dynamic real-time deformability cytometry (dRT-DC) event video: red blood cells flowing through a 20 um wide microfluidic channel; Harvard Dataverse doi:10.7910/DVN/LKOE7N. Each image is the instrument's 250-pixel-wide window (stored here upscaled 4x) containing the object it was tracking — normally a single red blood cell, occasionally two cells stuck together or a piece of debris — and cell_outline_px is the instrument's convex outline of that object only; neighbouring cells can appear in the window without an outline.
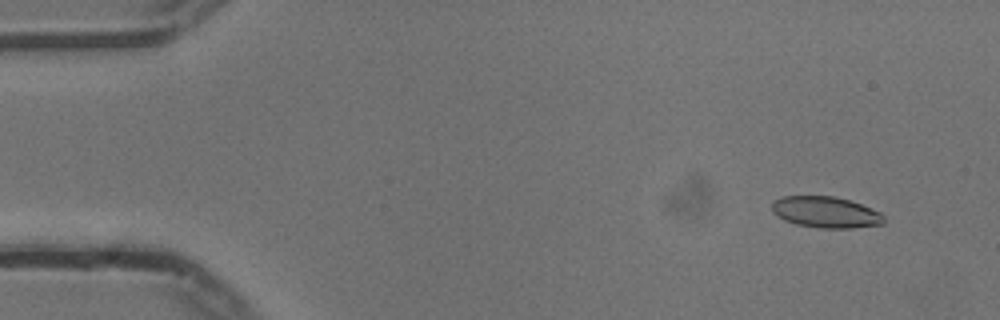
{"species": "common noctule bat (a hibernating species)", "species_latin": "Nyctalus noctula", "temperature_condition": "cold", "stored_images_in_passage": 55, "camera_frame_rate_fps": 3000, "um_per_image_px": 0.085, "animal": {"sex": "male", "body_mass_g": 13.3}, "frame": {"image": 1, "passage_image": 5, "time_ms": 1.333, "image_size_px": [1000, 320], "cell_outline_px": [[884, 224], [852, 228], [820, 228], [796, 224], [784, 220], [776, 216], [772, 212], [772, 200], [780, 196], [836, 196], [860, 204], [880, 212], [884, 216]], "centroid_in_image_um": [70.15, 18.03], "position_along_channel_um": 14.9, "area_um2": 20.52}}
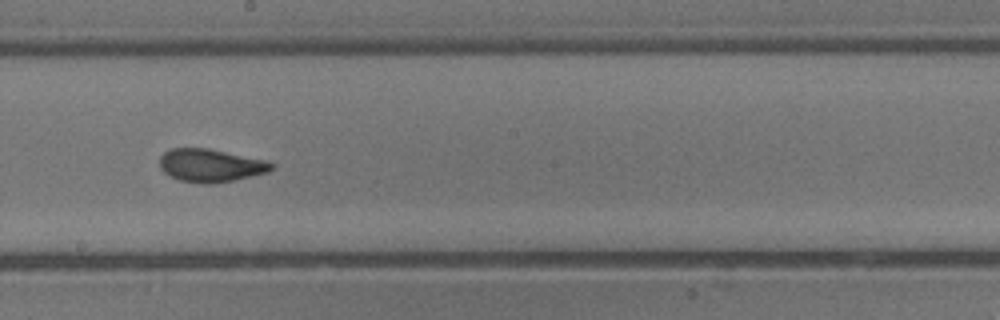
{"frame": {"image": 2, "passage_image": 31, "time_ms": 10.0, "image_size_px": [1000, 320], "cell_outline_px": [[276, 164], [268, 172], [236, 180], [212, 184], [204, 184], [180, 180], [164, 172], [160, 168], [160, 156], [164, 152], [172, 148], [208, 148], [264, 160]], "centroid_in_image_um": [17.9, 14.07], "position_along_channel_um": 230.3, "area_um2": 21.44}}
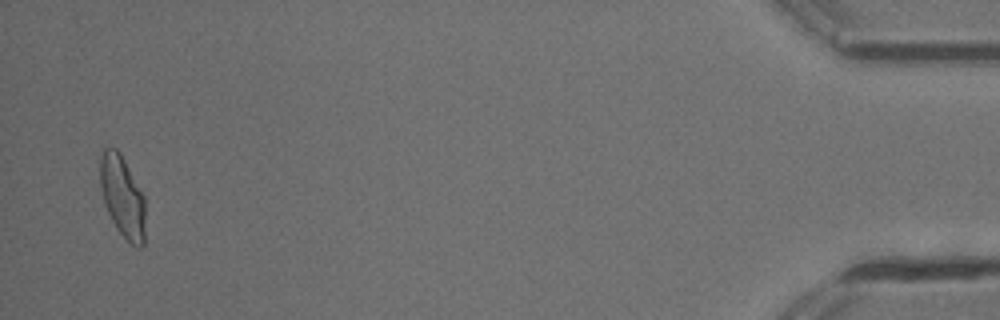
{"frame": {"image": 3, "passage_image": 54, "time_ms": 17.667, "image_size_px": [1000, 320], "cell_outline_px": [[144, 244], [140, 248], [136, 248], [116, 228], [104, 204], [100, 188], [100, 160], [104, 148], [116, 148], [120, 152], [144, 196]], "centroid_in_image_um": [10.4, 16.71], "position_along_channel_um": 424.8, "area_um2": 21.27}, "authors_computed_cell_mechanics": {"area_um2": 21.097, "velocity_mm_per_s": 3.7437, "shape_relaxation_time_tau1_ms": 3.8116, "shape_relaxation_time_tau2_ms": 1.045, "deformation_change_tau1": 0.1717, "deformation_change_tau2": 0.0798}}